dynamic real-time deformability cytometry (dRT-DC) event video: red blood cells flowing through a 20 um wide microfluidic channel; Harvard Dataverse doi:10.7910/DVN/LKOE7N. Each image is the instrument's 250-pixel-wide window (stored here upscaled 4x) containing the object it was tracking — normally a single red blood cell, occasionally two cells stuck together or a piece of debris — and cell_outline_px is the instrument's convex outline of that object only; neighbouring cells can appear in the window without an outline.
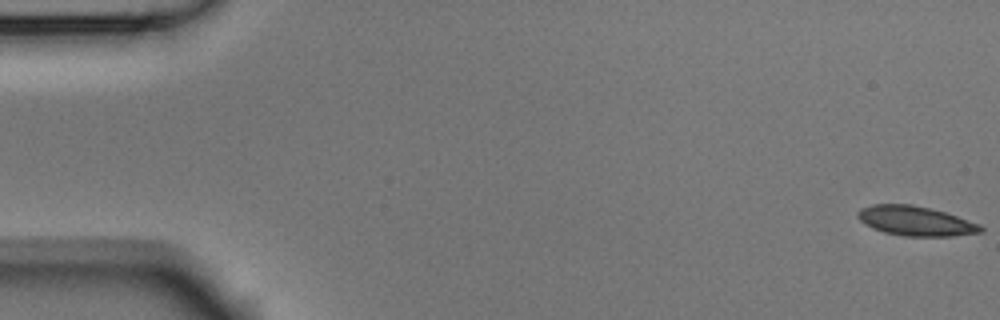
{"species": "Egyptian fruit bat (a non-hibernating species)", "species_latin": "Rousettus aegyptiacus", "temperature_condition": "room temperature", "stored_images_in_passage": 52, "camera_frame_rate_fps": 3000, "um_per_image_px": 0.085, "animal": {"sex": "male"}, "frame": {"image": 1, "passage_image": 1, "time_ms": 0.0, "image_size_px": [1000, 320], "cell_outline_px": [[984, 232], [952, 236], [904, 236], [884, 232], [872, 228], [864, 224], [856, 216], [856, 212], [860, 208], [872, 204], [912, 204], [944, 212], [980, 224], [984, 228]], "centroid_in_image_um": [77.79, 18.78], "position_along_channel_um": 7.2, "area_um2": 21.27}}
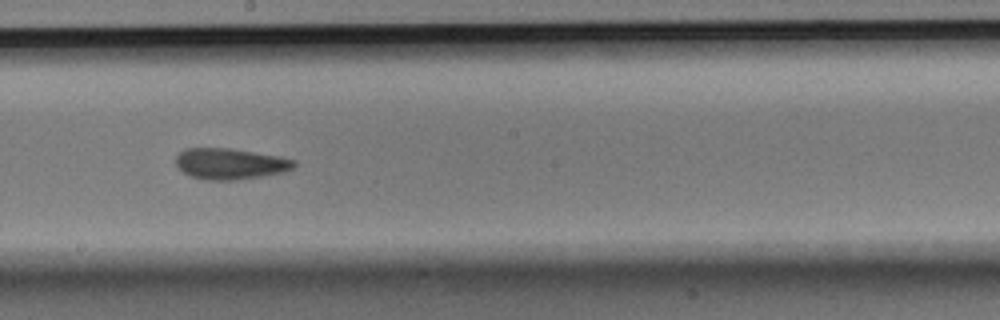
{"frame": {"image": 2, "passage_image": 30, "time_ms": 9.667, "image_size_px": [1000, 320], "cell_outline_px": [[296, 168], [284, 172], [236, 180], [204, 180], [188, 176], [176, 164], [176, 156], [184, 148], [232, 148], [280, 156], [296, 160]], "centroid_in_image_um": [19.59, 13.92], "position_along_channel_um": 228.6, "area_um2": 21.62}}
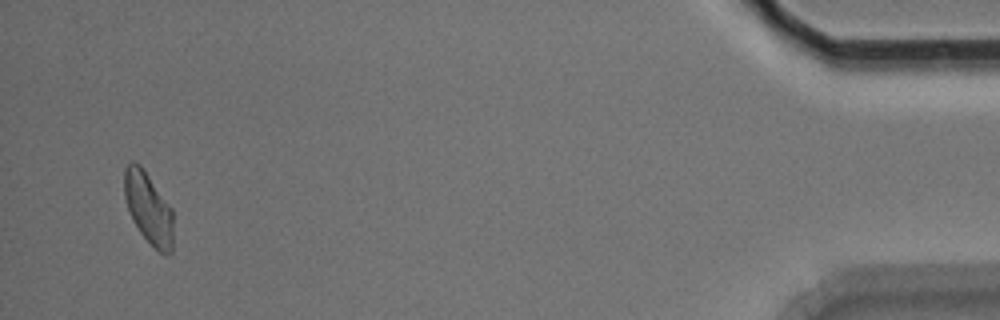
{"frame": {"image": 3, "passage_image": 52, "time_ms": 17.0, "image_size_px": [1000, 320], "cell_outline_px": [[172, 252], [168, 256], [164, 256], [140, 232], [128, 208], [124, 196], [124, 168], [132, 160], [140, 164], [144, 168], [172, 208]], "centroid_in_image_um": [12.62, 17.65], "position_along_channel_um": 422.6, "area_um2": 20.29}, "authors_computed_cell_mechanics": {"area_um2": 21.0103, "velocity_mm_per_s": 3.7455, "shape_relaxation_time_tau1_ms": 3.3547, "shape_relaxation_time_tau2_ms": 2.2035, "deformation_change_tau1": 0.1166, "deformation_change_tau2": 0.1043}}